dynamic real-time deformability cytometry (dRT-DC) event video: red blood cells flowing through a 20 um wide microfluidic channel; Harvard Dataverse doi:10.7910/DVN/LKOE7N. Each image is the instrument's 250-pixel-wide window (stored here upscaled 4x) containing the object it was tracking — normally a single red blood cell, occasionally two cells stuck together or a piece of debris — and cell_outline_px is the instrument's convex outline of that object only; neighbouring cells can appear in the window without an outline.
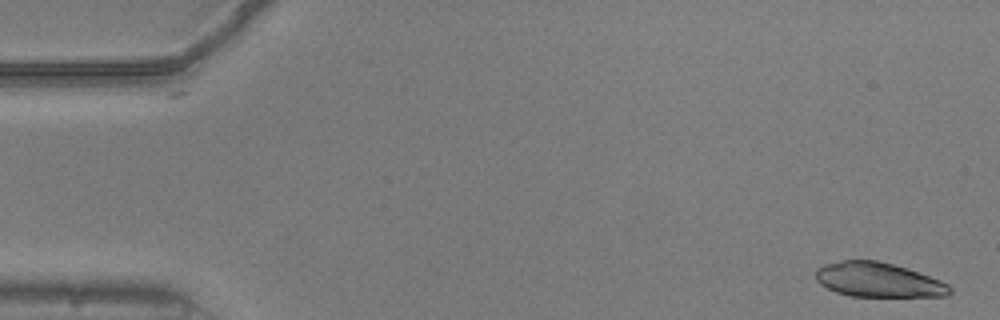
{"species": "common noctule bat (a hibernating species)", "species_latin": "Nyctalus noctula", "temperature_condition": "warm", "stored_images_in_passage": 52, "camera_frame_rate_fps": 3000, "um_per_image_px": 0.085, "animal": {"sex": "male", "body_mass_g": 20.5, "forearm_length_mm": 52.5}, "frame": {"image": 1, "passage_image": 1, "time_ms": 0.0, "image_size_px": [1000, 320], "cell_outline_px": [[952, 292], [948, 296], [852, 296], [836, 292], [820, 284], [816, 280], [816, 268], [824, 264], [844, 260], [876, 260], [908, 268], [940, 280], [948, 284], [952, 288]], "centroid_in_image_um": [74.66, 23.78], "position_along_channel_um": 10.3, "area_um2": 26.93}}
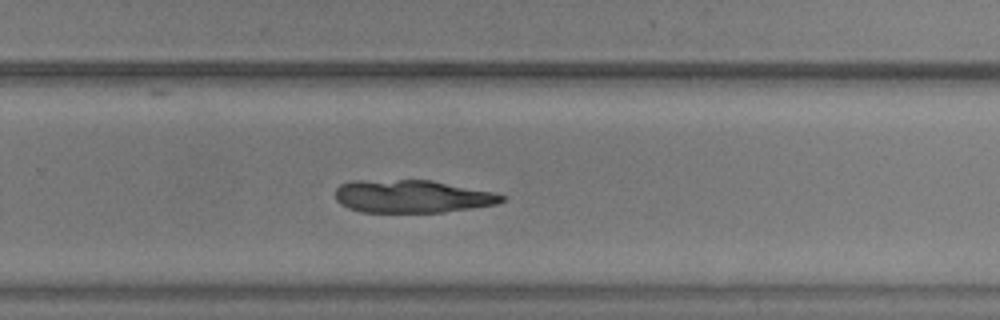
{"frame": {"image": 2, "passage_image": 34, "time_ms": 11.0, "image_size_px": [1000, 320], "cell_outline_px": [[508, 196], [504, 200], [496, 204], [444, 212], [360, 212], [348, 208], [340, 204], [336, 200], [336, 188], [340, 184], [352, 180], [432, 180], [492, 192]], "centroid_in_image_um": [34.99, 16.69], "position_along_channel_um": 294.8, "area_um2": 31.91}}
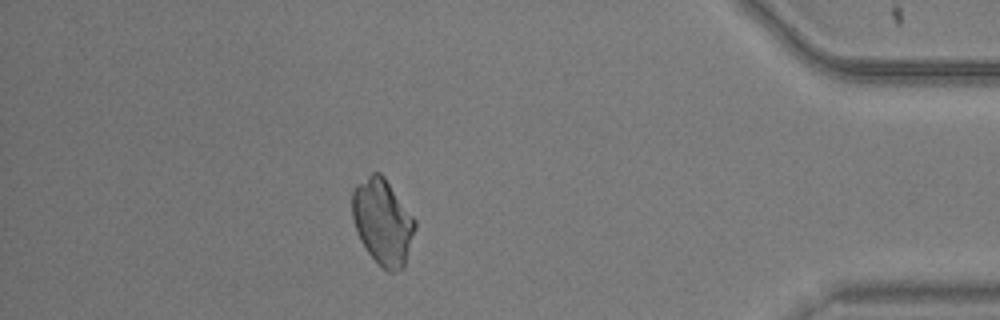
{"frame": {"image": 3, "passage_image": 46, "time_ms": 15.0, "image_size_px": [1000, 320], "cell_outline_px": [[416, 228], [404, 268], [392, 272], [388, 272], [368, 252], [360, 240], [356, 232], [352, 216], [352, 192], [356, 184], [372, 172], [380, 172], [384, 176], [416, 220]], "centroid_in_image_um": [32.53, 18.84], "position_along_channel_um": 402.7, "area_um2": 31.39}}